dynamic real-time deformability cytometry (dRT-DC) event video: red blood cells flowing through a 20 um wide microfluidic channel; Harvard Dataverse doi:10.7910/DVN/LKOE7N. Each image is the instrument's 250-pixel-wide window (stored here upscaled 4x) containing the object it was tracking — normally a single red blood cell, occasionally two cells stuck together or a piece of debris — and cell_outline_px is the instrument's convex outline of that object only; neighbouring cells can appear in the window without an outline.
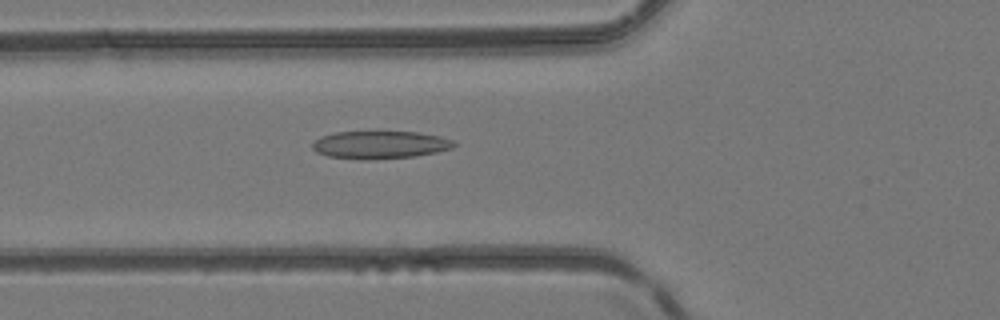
{"species": "common noctule bat (a hibernating species)", "species_latin": "Nyctalus noctula", "temperature_condition": "room temperature", "stored_images_in_passage": 26, "camera_frame_rate_fps": 3000, "um_per_image_px": 0.085, "animal": {"sex": "female", "body_mass_g": 24.6, "forearm_length_mm": 56.2}, "frame": {"image": 1, "passage_image": 18, "time_ms": 5.667, "image_size_px": [1000, 320], "cell_outline_px": [[456, 144], [452, 148], [436, 152], [416, 156], [360, 160], [328, 156], [316, 152], [312, 148], [312, 144], [320, 136], [336, 132], [376, 128], [420, 132], [440, 136], [452, 140]], "centroid_in_image_um": [32.28, 12.25], "position_along_channel_um": 93.5, "area_um2": 24.04}}
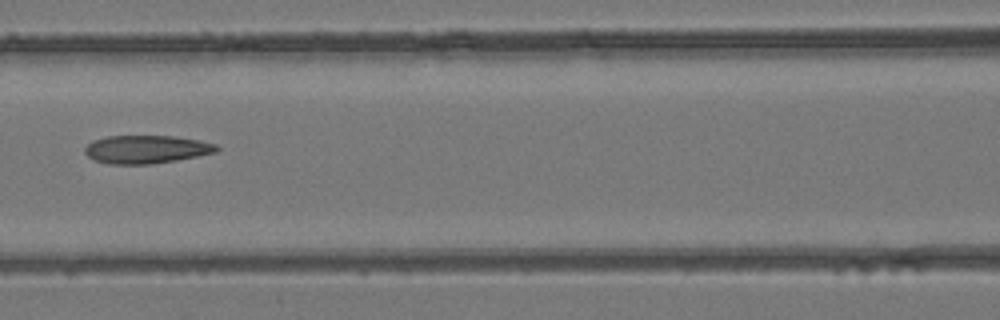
{"frame": {"image": 2, "passage_image": 22, "time_ms": 7.0, "image_size_px": [1000, 320], "cell_outline_px": [[220, 148], [216, 152], [176, 160], [152, 164], [108, 164], [96, 160], [88, 156], [84, 152], [84, 148], [92, 140], [108, 136], [172, 136], [200, 140], [216, 144]], "centroid_in_image_um": [12.43, 12.69], "position_along_channel_um": 154.2, "area_um2": 21.56}}
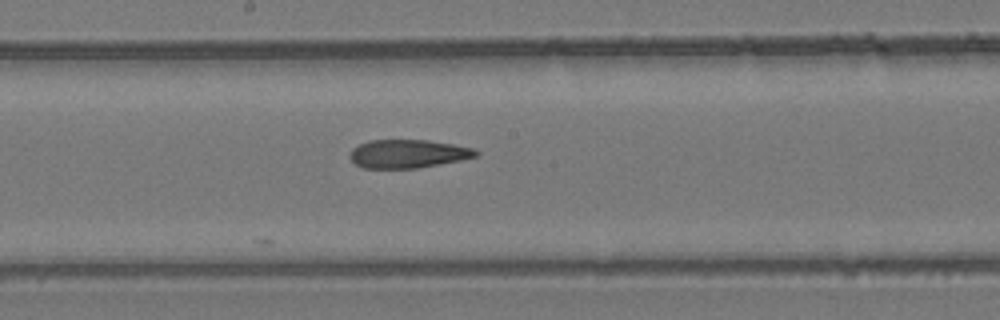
{"frame": {"image": 3, "passage_image": 26, "time_ms": 8.333, "image_size_px": [1000, 320], "cell_outline_px": [[480, 156], [460, 160], [416, 168], [364, 168], [356, 164], [348, 156], [352, 148], [368, 140], [428, 140], [476, 148], [480, 152]], "centroid_in_image_um": [34.7, 13.06], "position_along_channel_um": 213.5, "area_um2": 20.92}}